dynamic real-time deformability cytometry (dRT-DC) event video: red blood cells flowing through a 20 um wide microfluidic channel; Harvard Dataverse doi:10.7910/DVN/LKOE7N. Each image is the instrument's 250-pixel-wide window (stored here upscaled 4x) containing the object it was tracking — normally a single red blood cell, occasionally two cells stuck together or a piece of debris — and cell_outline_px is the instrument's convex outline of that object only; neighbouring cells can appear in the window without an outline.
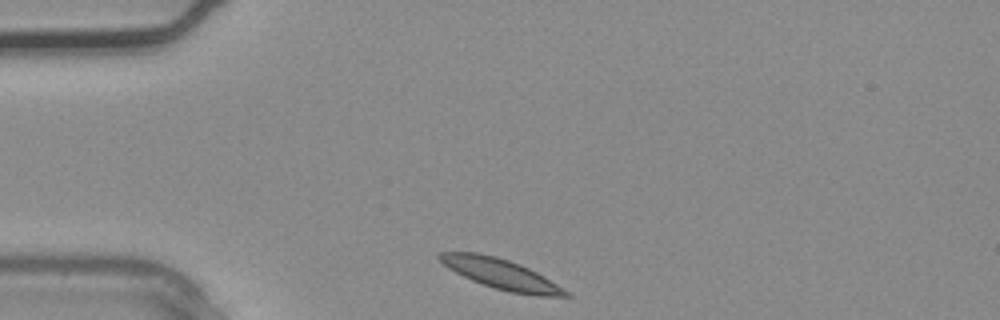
{"species": "common noctule bat (a hibernating species)", "species_latin": "Nyctalus noctula", "temperature_condition": "warm", "stored_images_in_passage": 2, "camera_frame_rate_fps": 3000, "um_per_image_px": 0.085, "animal": {"sex": "male", "body_mass_g": 20.4}, "frame": {"image": 1, "passage_image": 1, "time_ms": 0.0, "image_size_px": [1000, 320], "cell_outline_px": [[572, 296], [536, 296], [508, 292], [472, 280], [448, 268], [436, 256], [440, 252], [480, 252], [496, 256], [520, 264], [544, 276], [568, 292]], "centroid_in_image_um": [42.56, 23.28], "position_along_channel_um": 42.4, "area_um2": 21.91}}